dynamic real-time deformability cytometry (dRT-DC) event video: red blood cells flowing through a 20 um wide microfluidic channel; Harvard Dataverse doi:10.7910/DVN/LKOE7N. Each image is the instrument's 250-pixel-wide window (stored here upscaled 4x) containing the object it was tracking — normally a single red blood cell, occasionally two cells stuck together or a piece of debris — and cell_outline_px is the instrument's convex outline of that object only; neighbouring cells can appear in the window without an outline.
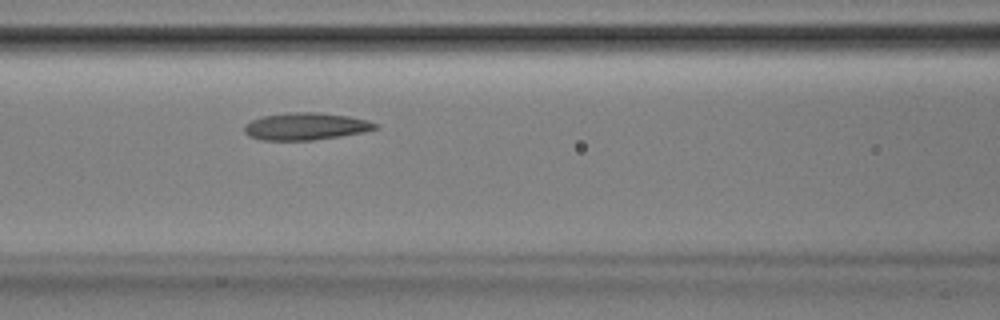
{"species": "Egyptian fruit bat (a non-hibernating species)", "species_latin": "Rousettus aegyptiacus", "temperature_condition": "room temperature", "stored_images_in_passage": 46, "camera_frame_rate_fps": 3000, "um_per_image_px": 0.085, "animal": {"sex": "male"}, "frame": {"image": 1, "passage_image": 16, "time_ms": 5.0, "image_size_px": [1000, 320], "cell_outline_px": [[376, 128], [364, 132], [340, 136], [312, 140], [260, 140], [248, 136], [244, 132], [244, 124], [252, 120], [264, 116], [288, 112], [316, 112], [348, 116], [368, 120], [376, 124]], "centroid_in_image_um": [25.94, 10.74], "position_along_channel_um": 140.7, "area_um2": 20.69}}
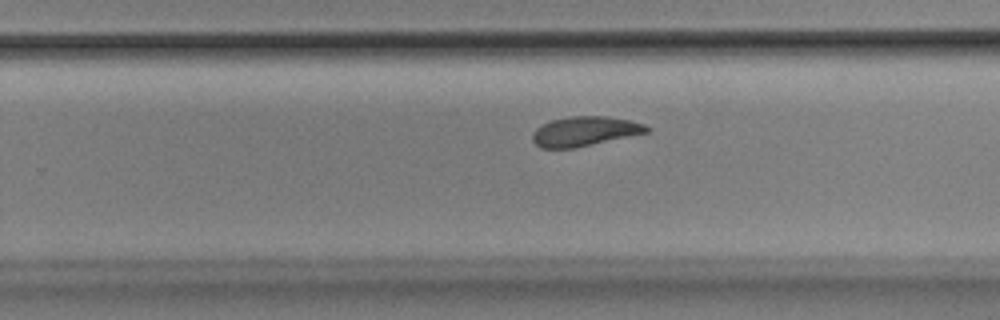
{"frame": {"image": 2, "passage_image": 27, "time_ms": 8.667, "image_size_px": [1000, 320], "cell_outline_px": [[652, 128], [648, 132], [572, 148], [540, 148], [532, 140], [532, 132], [536, 128], [552, 120], [568, 116], [604, 116], [628, 120], [644, 124]], "centroid_in_image_um": [49.67, 11.15], "position_along_channel_um": 280.1, "area_um2": 19.42}}
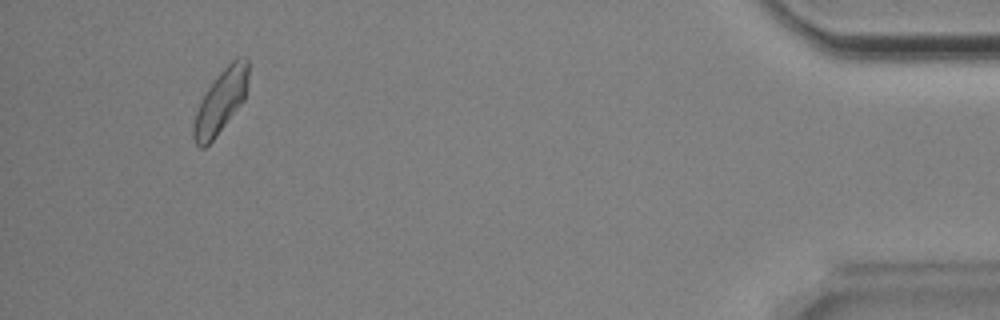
{"frame": {"image": 3, "passage_image": 43, "time_ms": 14.0, "image_size_px": [1000, 320], "cell_outline_px": [[248, 76], [244, 100], [216, 136], [204, 148], [200, 148], [196, 144], [192, 136], [192, 124], [196, 112], [208, 88], [216, 76], [236, 56], [244, 56], [248, 60]], "centroid_in_image_um": [18.76, 8.61], "position_along_channel_um": 416.4, "area_um2": 20.0}, "authors_computed_cell_mechanics": {"area_um2": 20.2011, "velocity_mm_per_s": 3.8157, "shape_relaxation_time_tau1_ms": 6.7966, "shape_relaxation_time_tau2_ms": 3.0463, "deformation_change_tau1": 0.1592, "deformation_change_tau2": 0.0989}}